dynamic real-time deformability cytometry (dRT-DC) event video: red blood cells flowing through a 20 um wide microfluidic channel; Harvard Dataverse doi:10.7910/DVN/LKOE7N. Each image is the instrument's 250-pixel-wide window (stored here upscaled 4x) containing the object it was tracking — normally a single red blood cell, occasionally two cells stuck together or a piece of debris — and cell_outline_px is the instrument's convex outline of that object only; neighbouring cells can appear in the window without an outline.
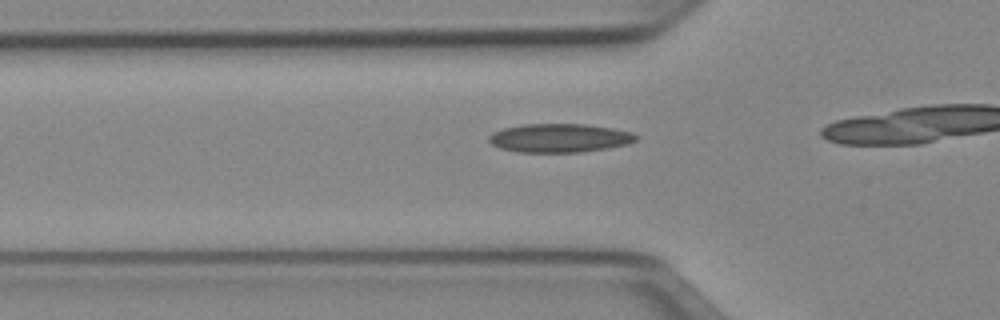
{"species": "Egyptian fruit bat (a non-hibernating species)", "species_latin": "Rousettus aegyptiacus", "temperature_condition": "cold", "stored_images_in_passage": 17, "camera_frame_rate_fps": 3000, "um_per_image_px": 0.085, "animal": {"sex": "female"}, "frame": {"image": 1, "passage_image": 13, "time_ms": 4.0, "image_size_px": [1000, 320], "cell_outline_px": [[640, 136], [636, 140], [628, 144], [608, 148], [580, 152], [520, 152], [500, 148], [492, 144], [488, 140], [488, 136], [492, 132], [504, 128], [524, 124], [584, 124], [612, 128], [632, 132]], "centroid_in_image_um": [47.57, 11.73], "position_along_channel_um": 78.2, "area_um2": 24.62}}
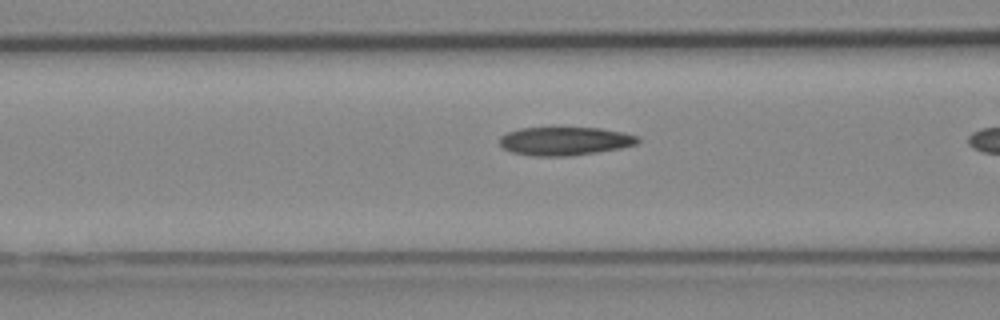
{"frame": {"image": 2, "passage_image": 16, "time_ms": 5.0, "image_size_px": [1000, 320], "cell_outline_px": [[640, 140], [636, 144], [620, 148], [572, 156], [532, 156], [512, 152], [504, 148], [500, 144], [500, 136], [508, 132], [520, 128], [600, 128], [624, 132], [640, 136]], "centroid_in_image_um": [48.03, 11.99], "position_along_channel_um": 118.6, "area_um2": 22.89}}